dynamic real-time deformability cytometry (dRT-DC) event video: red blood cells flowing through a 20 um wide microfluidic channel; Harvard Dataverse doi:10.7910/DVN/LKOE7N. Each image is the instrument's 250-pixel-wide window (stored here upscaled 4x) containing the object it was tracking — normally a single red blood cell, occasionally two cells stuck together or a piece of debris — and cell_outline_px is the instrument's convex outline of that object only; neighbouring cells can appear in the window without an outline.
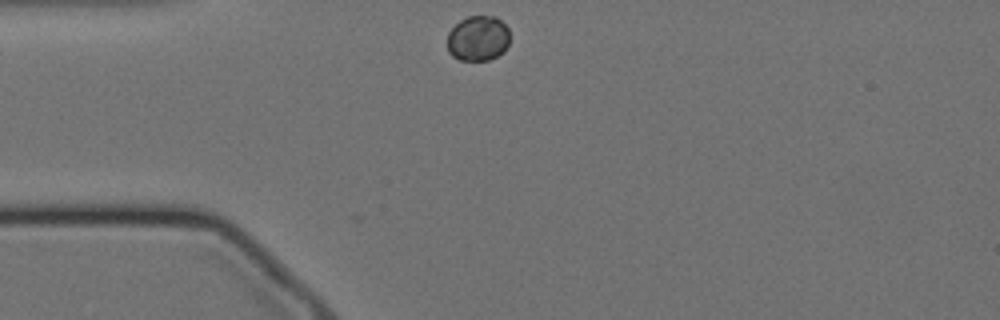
{"species": "Egyptian fruit bat (a non-hibernating species)", "species_latin": "Rousettus aegyptiacus", "temperature_condition": "cold", "stored_images_in_passage": 46, "camera_frame_rate_fps": 3000, "um_per_image_px": 0.085, "animal": {"sex": "female"}, "frame": {"image": 1, "passage_image": 1, "time_ms": 0.0, "image_size_px": [1000, 320], "cell_outline_px": [[508, 44], [504, 52], [488, 60], [460, 60], [452, 56], [448, 52], [448, 32], [460, 20], [468, 16], [496, 16], [508, 28]], "centroid_in_image_um": [40.62, 3.26], "position_along_channel_um": 44.4, "area_um2": 16.47}}
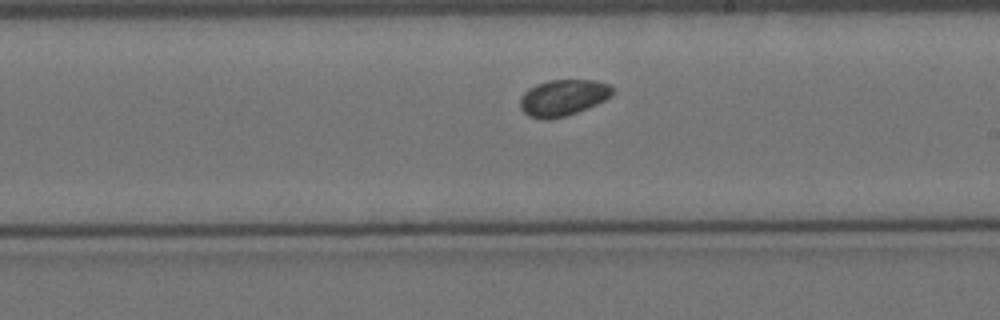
{"frame": {"image": 2, "passage_image": 20, "time_ms": 6.333, "image_size_px": [1000, 320], "cell_outline_px": [[612, 96], [588, 108], [564, 116], [548, 120], [544, 120], [528, 116], [520, 108], [520, 96], [528, 88], [536, 84], [548, 80], [596, 80], [608, 84], [612, 88]], "centroid_in_image_um": [47.82, 8.3], "position_along_channel_um": 241.2, "area_um2": 19.59}}
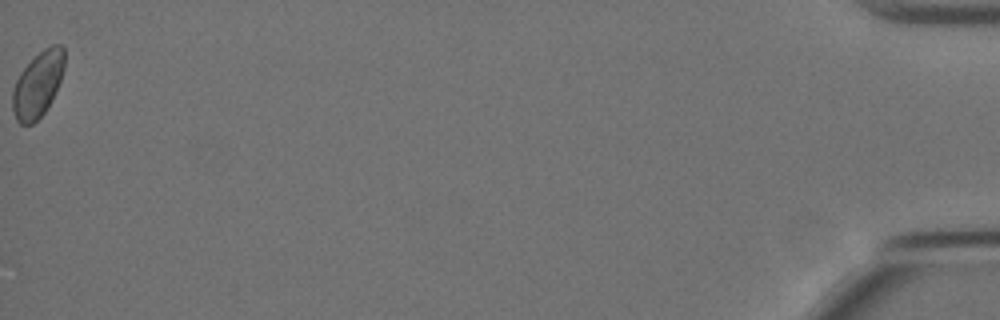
{"frame": {"image": 3, "passage_image": 46, "time_ms": 15.0, "image_size_px": [1000, 320], "cell_outline_px": [[64, 68], [60, 80], [52, 100], [44, 112], [32, 124], [20, 124], [16, 120], [12, 108], [12, 88], [20, 72], [44, 48], [52, 44], [60, 44], [64, 48]], "centroid_in_image_um": [3.21, 7.17], "position_along_channel_um": 432.0, "area_um2": 19.71}}